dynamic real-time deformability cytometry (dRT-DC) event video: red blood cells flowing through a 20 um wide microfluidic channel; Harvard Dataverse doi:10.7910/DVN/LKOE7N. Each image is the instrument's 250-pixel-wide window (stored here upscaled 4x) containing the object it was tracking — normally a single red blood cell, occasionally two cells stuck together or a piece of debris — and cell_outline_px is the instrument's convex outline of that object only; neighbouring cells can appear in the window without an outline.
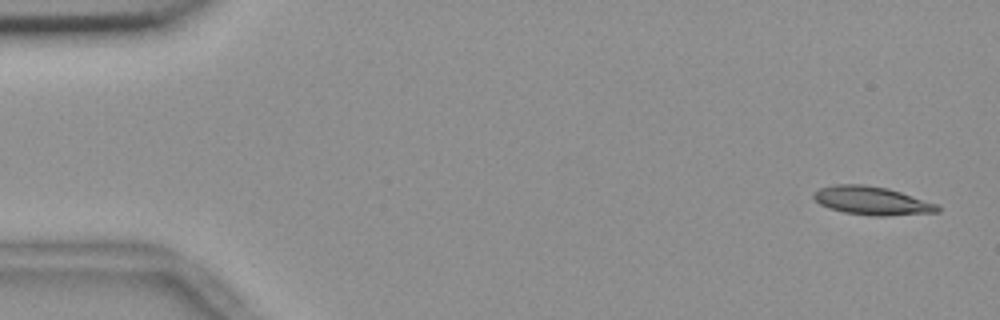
{"species": "common noctule bat (a hibernating species)", "species_latin": "Nyctalus noctula", "temperature_condition": "room temperature", "stored_images_in_passage": 5, "camera_frame_rate_fps": 3000, "um_per_image_px": 0.085, "animal": {"sex": "female", "body_mass_g": 18.4}, "frame": {"image": 1, "passage_image": 1, "time_ms": 0.0, "image_size_px": [1000, 320], "cell_outline_px": [[940, 212], [888, 216], [872, 216], [844, 212], [828, 208], [820, 204], [812, 196], [812, 192], [820, 188], [836, 184], [864, 184], [888, 188], [936, 204], [940, 208]], "centroid_in_image_um": [74.08, 17.06], "position_along_channel_um": 10.9, "area_um2": 20.52}}
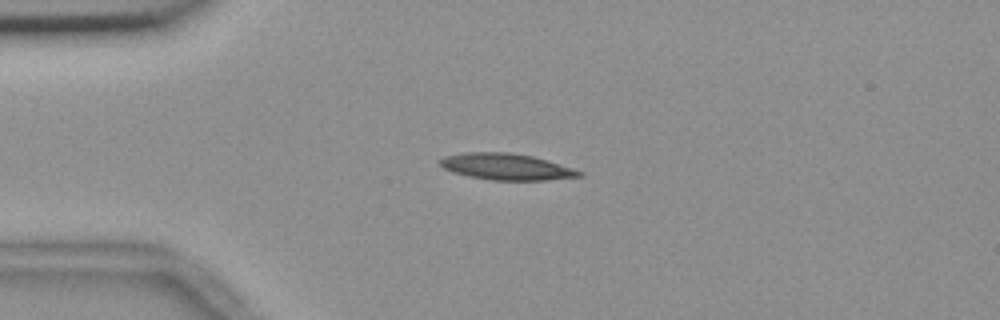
{"frame": {"image": 2, "passage_image": 4, "time_ms": 1.0, "image_size_px": [1000, 320], "cell_outline_px": [[584, 176], [548, 180], [492, 180], [468, 176], [452, 172], [444, 168], [440, 164], [440, 160], [444, 156], [464, 152], [512, 152], [532, 156], [548, 160], [584, 172]], "centroid_in_image_um": [43.06, 14.17], "position_along_channel_um": 41.9, "area_um2": 21.5}}